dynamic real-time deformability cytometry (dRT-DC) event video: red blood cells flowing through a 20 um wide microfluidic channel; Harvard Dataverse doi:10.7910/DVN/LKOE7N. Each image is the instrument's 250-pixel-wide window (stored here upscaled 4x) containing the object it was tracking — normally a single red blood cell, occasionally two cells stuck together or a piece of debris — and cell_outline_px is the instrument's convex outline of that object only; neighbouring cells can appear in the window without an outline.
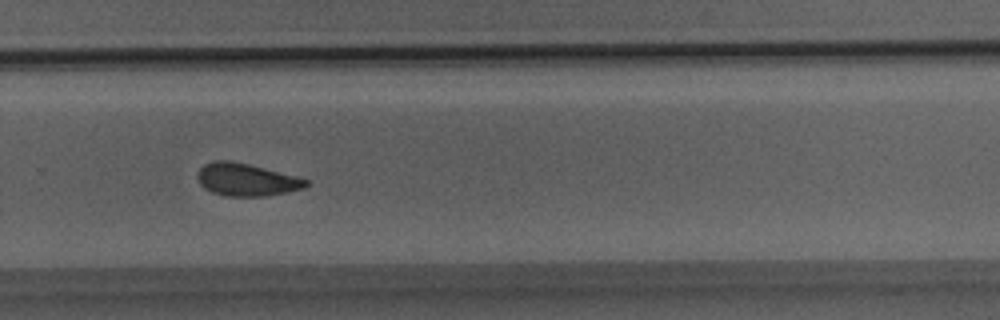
{"species": "Egyptian fruit bat (a non-hibernating species)", "species_latin": "Rousettus aegyptiacus", "temperature_condition": "room temperature", "stored_images_in_passage": 37, "segment_of_instrument_passage": [1, 2], "camera_frame_rate_fps": 3000, "um_per_image_px": 0.085, "animal": {"sex": "male"}, "frame": {"image": 1, "passage_image": 24, "time_ms": 7.667, "image_size_px": [1000, 320], "cell_outline_px": [[308, 184], [304, 188], [288, 192], [264, 196], [224, 196], [212, 192], [204, 188], [200, 184], [196, 176], [196, 172], [204, 164], [216, 160], [232, 160], [296, 176], [308, 180]], "centroid_in_image_um": [20.9, 15.27], "position_along_channel_um": 308.9, "area_um2": 20.63}}
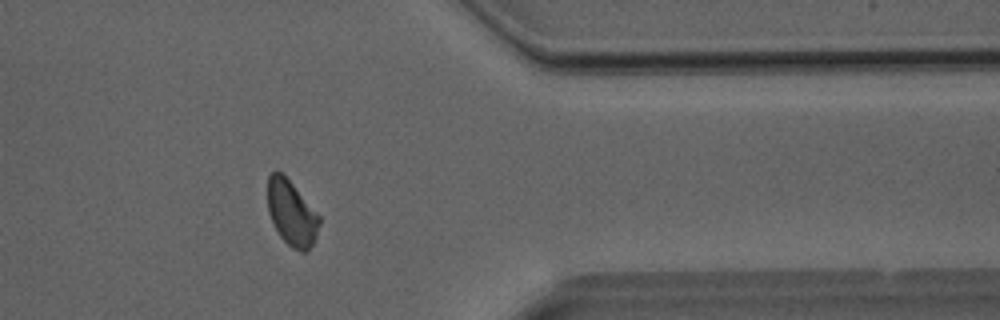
{"frame": {"image": 2, "passage_image": 29, "time_ms": 9.333, "image_size_px": [1000, 320], "cell_outline_px": [[320, 224], [316, 236], [308, 252], [300, 252], [292, 248], [280, 236], [268, 212], [268, 176], [272, 172], [280, 172], [292, 184], [320, 216]], "centroid_in_image_um": [24.79, 18.15], "position_along_channel_um": 386.6, "area_um2": 19.31}}
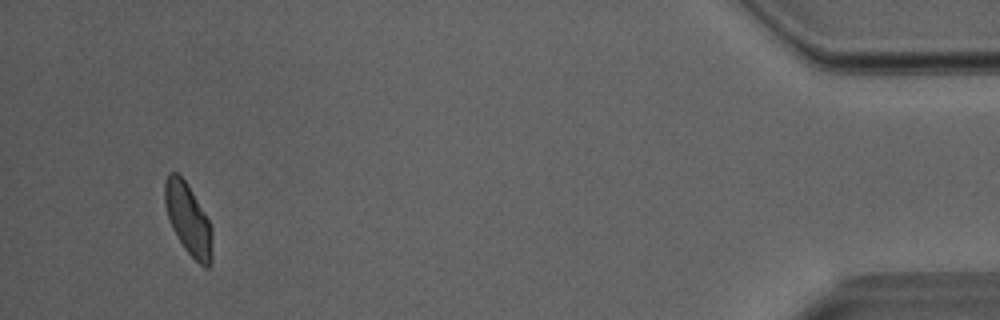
{"frame": {"image": 3, "passage_image": 34, "time_ms": 11.0, "image_size_px": [1000, 320], "cell_outline_px": [[212, 264], [208, 268], [204, 268], [184, 248], [172, 228], [164, 204], [164, 180], [168, 172], [176, 172], [184, 180], [192, 192], [208, 220], [212, 228]], "centroid_in_image_um": [15.99, 18.65], "position_along_channel_um": 419.2, "area_um2": 19.59}}